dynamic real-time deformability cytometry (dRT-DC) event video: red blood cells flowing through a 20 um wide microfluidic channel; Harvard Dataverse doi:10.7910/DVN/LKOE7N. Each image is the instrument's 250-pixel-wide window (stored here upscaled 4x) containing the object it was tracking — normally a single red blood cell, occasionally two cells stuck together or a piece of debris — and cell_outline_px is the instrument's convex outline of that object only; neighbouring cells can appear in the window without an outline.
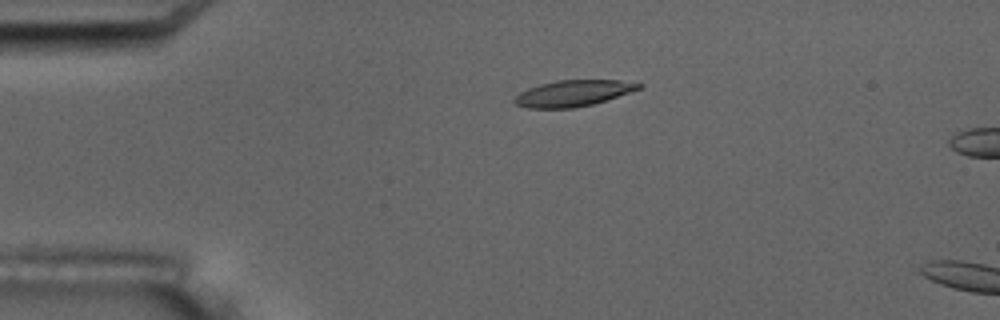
{"species": "common noctule bat (a hibernating species)", "species_latin": "Nyctalus noctula", "temperature_condition": "room temperature", "stored_images_in_passage": 5, "camera_frame_rate_fps": 3000, "um_per_image_px": 0.085, "animal": {"sex": "male", "body_mass_g": 17.5, "forearm_length_mm": 52.3}, "frame": {"image": 1, "passage_image": 3, "time_ms": 2.333, "image_size_px": [1000, 320], "cell_outline_px": [[644, 84], [640, 88], [592, 104], [576, 108], [528, 108], [516, 104], [512, 100], [520, 92], [528, 88], [540, 84], [556, 80], [620, 80]], "centroid_in_image_um": [48.67, 7.92], "position_along_channel_um": 36.3, "area_um2": 18.73}}